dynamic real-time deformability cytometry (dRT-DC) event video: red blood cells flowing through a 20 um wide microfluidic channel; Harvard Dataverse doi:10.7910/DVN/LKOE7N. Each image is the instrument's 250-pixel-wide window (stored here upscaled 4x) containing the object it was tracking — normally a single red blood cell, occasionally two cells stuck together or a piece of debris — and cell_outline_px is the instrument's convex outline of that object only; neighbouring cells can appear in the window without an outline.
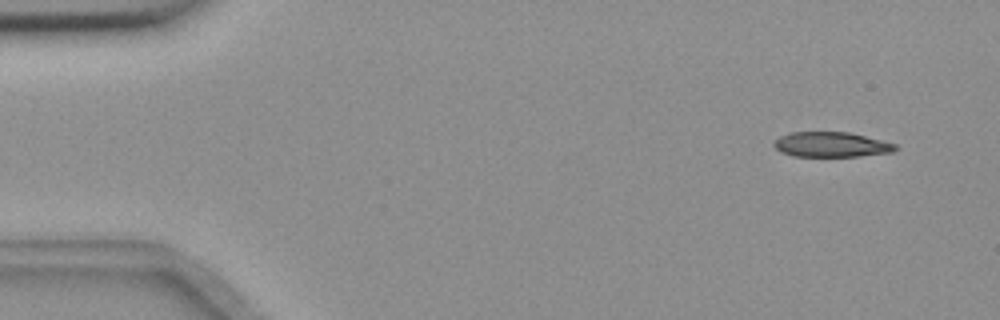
{"species": "common noctule bat (a hibernating species)", "species_latin": "Nyctalus noctula", "temperature_condition": "room temperature", "stored_images_in_passage": 6, "camera_frame_rate_fps": 3000, "um_per_image_px": 0.085, "animal": {"sex": "female", "body_mass_g": 18.4}, "frame": {"image": 1, "passage_image": 1, "time_ms": 0.0, "image_size_px": [1000, 320], "cell_outline_px": [[900, 148], [892, 152], [860, 156], [792, 156], [780, 152], [772, 144], [780, 136], [792, 132], [848, 132], [896, 144]], "centroid_in_image_um": [70.65, 12.29], "position_along_channel_um": 14.3, "area_um2": 17.63}}
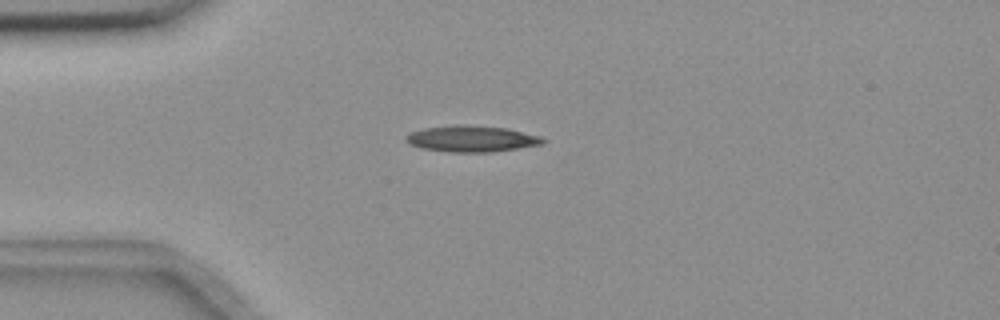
{"frame": {"image": 2, "passage_image": 4, "time_ms": 1.0, "image_size_px": [1000, 320], "cell_outline_px": [[548, 140], [544, 144], [488, 152], [448, 152], [420, 148], [404, 140], [404, 136], [412, 132], [424, 128], [460, 124], [508, 128], [540, 136]], "centroid_in_image_um": [40.09, 11.79], "position_along_channel_um": 44.9, "area_um2": 20.92}}
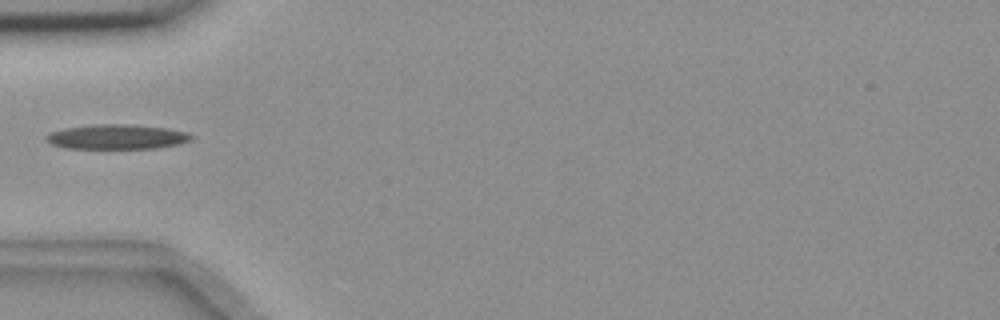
{"frame": {"image": 3, "passage_image": 5, "time_ms": 1.333, "image_size_px": [1000, 320], "cell_outline_px": [[196, 136], [192, 140], [180, 144], [156, 148], [64, 148], [48, 144], [44, 140], [44, 136], [52, 132], [64, 128], [100, 124], [120, 124], [168, 128], [184, 132]], "centroid_in_image_um": [9.91, 11.64], "position_along_channel_um": 75.1, "area_um2": 20.92}}